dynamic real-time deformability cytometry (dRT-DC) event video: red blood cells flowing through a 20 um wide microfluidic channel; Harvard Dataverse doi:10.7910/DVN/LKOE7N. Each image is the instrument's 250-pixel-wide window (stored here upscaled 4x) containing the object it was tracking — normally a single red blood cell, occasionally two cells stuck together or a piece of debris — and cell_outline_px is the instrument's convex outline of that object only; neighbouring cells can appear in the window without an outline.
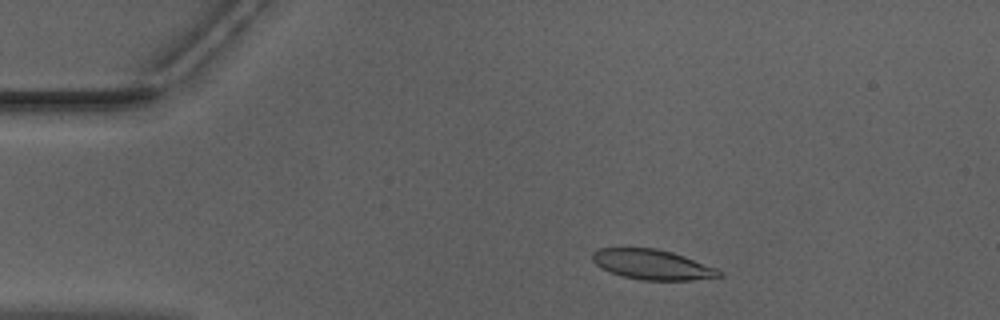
{"species": "Egyptian fruit bat (a non-hibernating species)", "species_latin": "Rousettus aegyptiacus", "temperature_condition": "warm", "stored_images_in_passage": 48, "camera_frame_rate_fps": 3000, "um_per_image_px": 0.085, "animal": {"sex": "male"}, "frame": {"image": 1, "passage_image": 6, "time_ms": 1.667, "image_size_px": [1000, 320], "cell_outline_px": [[724, 276], [692, 280], [640, 280], [624, 276], [612, 272], [596, 264], [592, 260], [592, 252], [596, 248], [656, 248], [672, 252], [684, 256], [716, 268], [724, 272]], "centroid_in_image_um": [55.47, 22.48], "position_along_channel_um": 29.5, "area_um2": 22.08}}
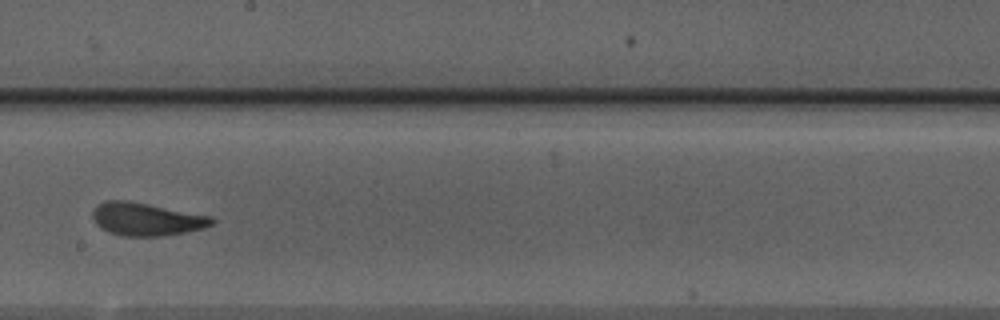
{"frame": {"image": 2, "passage_image": 26, "time_ms": 8.333, "image_size_px": [1000, 320], "cell_outline_px": [[216, 220], [212, 224], [204, 228], [164, 236], [124, 236], [108, 232], [96, 224], [92, 216], [92, 212], [100, 204], [108, 200], [128, 200], [212, 216]], "centroid_in_image_um": [12.46, 18.63], "position_along_channel_um": 235.7, "area_um2": 22.77}}
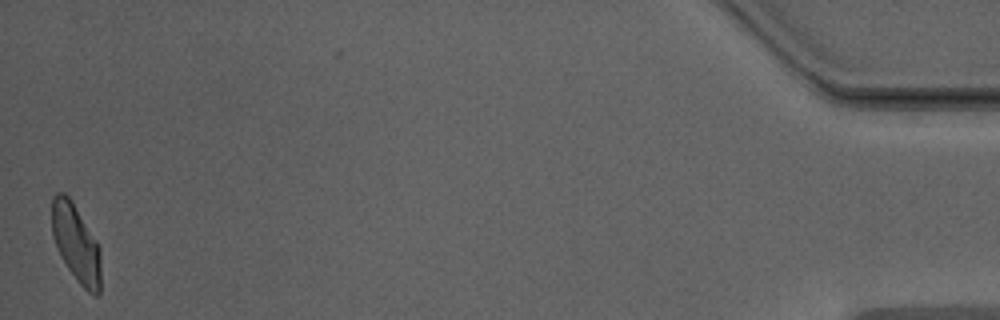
{"frame": {"image": 3, "passage_image": 48, "time_ms": 15.667, "image_size_px": [1000, 320], "cell_outline_px": [[100, 292], [96, 296], [92, 296], [80, 284], [68, 268], [52, 236], [52, 196], [56, 192], [64, 192], [72, 200], [96, 240], [100, 248]], "centroid_in_image_um": [6.47, 20.66], "position_along_channel_um": 428.7, "area_um2": 22.02}, "authors_computed_cell_mechanics": {"area_um2": 22.7154, "velocity_mm_per_s": 3.9598, "shape_relaxation_time_tau1_ms": 4.4007, "shape_relaxation_time_tau2_ms": 1.1703, "deformation_change_tau1": 0.1448, "deformation_change_tau2": 0.0836}}